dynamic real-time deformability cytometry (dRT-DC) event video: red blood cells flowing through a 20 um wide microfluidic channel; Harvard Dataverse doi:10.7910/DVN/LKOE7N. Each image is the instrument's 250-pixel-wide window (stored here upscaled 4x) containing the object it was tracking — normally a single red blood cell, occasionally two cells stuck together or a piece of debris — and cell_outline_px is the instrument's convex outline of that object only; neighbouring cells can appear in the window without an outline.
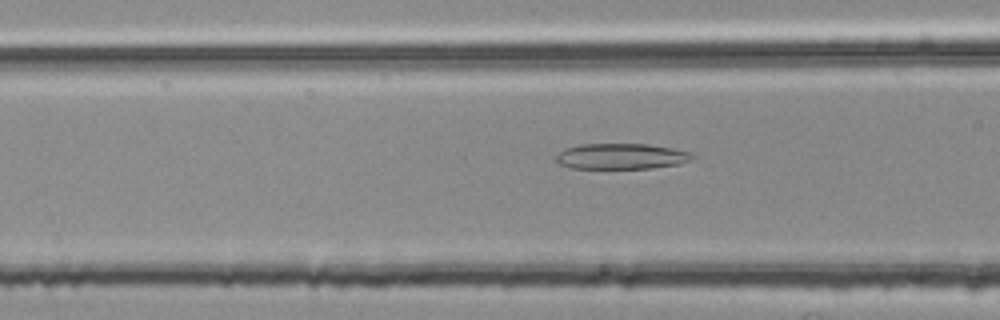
{"species": "common noctule bat (a hibernating species)", "species_latin": "Nyctalus noctula", "temperature_condition": "room temperature", "stored_images_in_passage": 54, "segment_of_instrument_passage": [2, 2], "camera_frame_rate_fps": 3000, "um_per_image_px": 0.085, "animal": {"sex": "female", "body_mass_g": 25.1}, "frame": {"image": 1, "passage_image": 21, "time_ms": 6.667, "image_size_px": [1000, 320], "cell_outline_px": [[696, 156], [692, 160], [680, 164], [652, 168], [572, 168], [560, 164], [556, 160], [556, 156], [564, 148], [580, 144], [648, 144], [672, 148], [692, 152]], "centroid_in_image_um": [52.86, 13.28], "position_along_channel_um": 113.7, "area_um2": 20.52}}
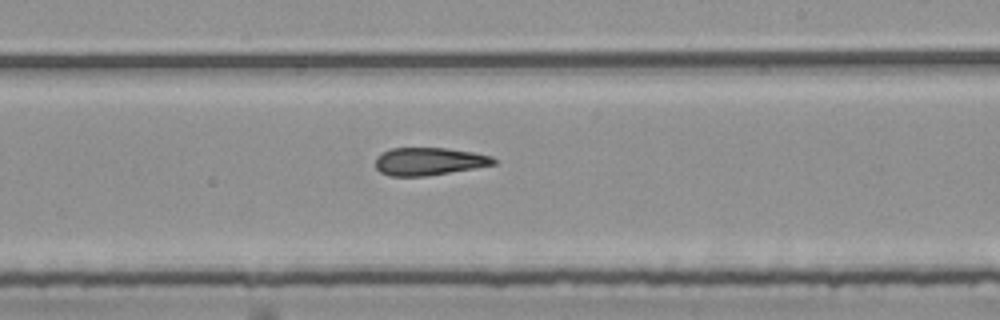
{"frame": {"image": 2, "passage_image": 32, "time_ms": 10.333, "image_size_px": [1000, 320], "cell_outline_px": [[496, 164], [428, 176], [388, 176], [380, 172], [376, 168], [376, 156], [380, 152], [392, 148], [444, 148], [472, 152], [492, 156], [496, 160]], "centroid_in_image_um": [36.42, 13.72], "position_along_channel_um": 252.6, "area_um2": 19.13}}
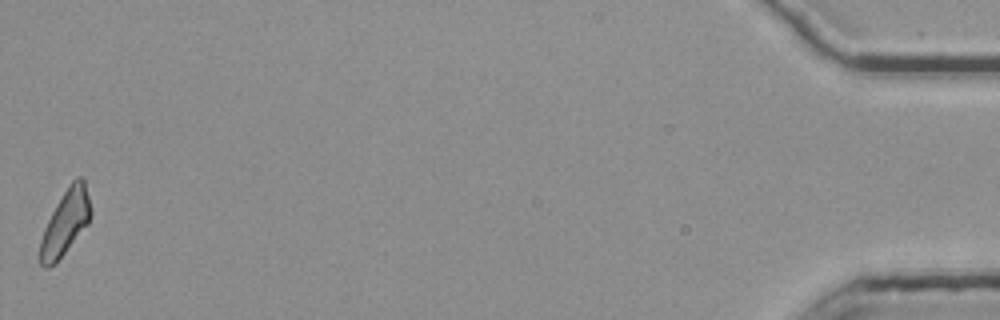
{"frame": {"image": 3, "passage_image": 54, "time_ms": 17.667, "image_size_px": [1000, 320], "cell_outline_px": [[92, 212], [88, 224], [56, 264], [48, 268], [44, 268], [40, 264], [40, 240], [44, 228], [56, 204], [72, 180], [76, 176], [80, 176], [84, 180], [92, 208]], "centroid_in_image_um": [5.57, 18.93], "position_along_channel_um": 429.6, "area_um2": 19.25}}